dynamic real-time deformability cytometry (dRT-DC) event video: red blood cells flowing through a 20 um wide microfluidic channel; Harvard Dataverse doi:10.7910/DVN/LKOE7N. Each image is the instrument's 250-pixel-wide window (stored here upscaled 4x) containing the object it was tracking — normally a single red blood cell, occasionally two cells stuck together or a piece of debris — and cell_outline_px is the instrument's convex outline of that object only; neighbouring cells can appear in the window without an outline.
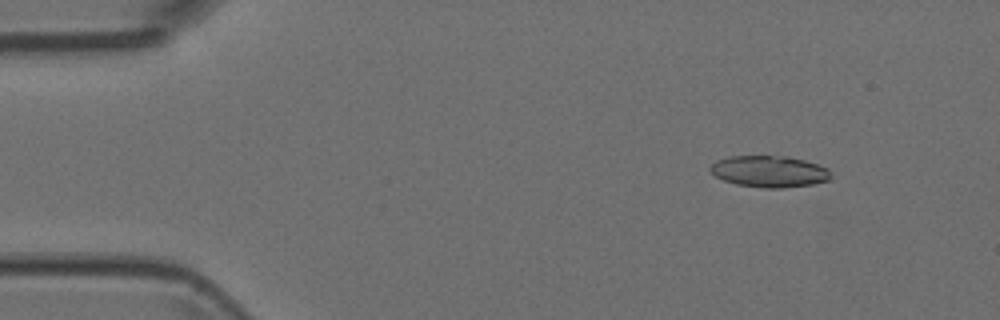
{"species": "Egyptian fruit bat (a non-hibernating species)", "species_latin": "Rousettus aegyptiacus", "temperature_condition": "room temperature", "stored_images_in_passage": 47, "camera_frame_rate_fps": 3000, "um_per_image_px": 0.085, "animal": {"sex": "female"}, "frame": {"image": 1, "passage_image": 2, "time_ms": 0.333, "image_size_px": [1000, 320], "cell_outline_px": [[832, 176], [828, 180], [812, 184], [780, 188], [764, 188], [736, 184], [724, 180], [716, 176], [708, 168], [716, 160], [728, 156], [788, 156], [804, 160], [828, 168]], "centroid_in_image_um": [65.38, 14.57], "position_along_channel_um": 19.6, "area_um2": 22.08}}
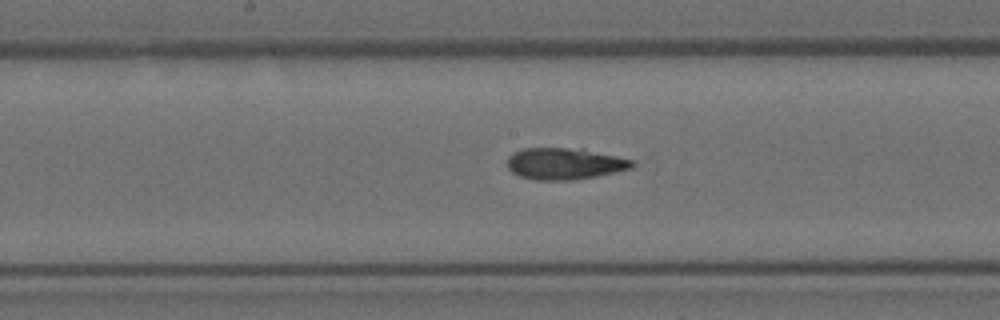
{"frame": {"image": 2, "passage_image": 22, "time_ms": 7.0, "image_size_px": [1000, 320], "cell_outline_px": [[636, 164], [632, 168], [596, 176], [572, 180], [536, 180], [520, 176], [512, 172], [508, 168], [508, 156], [524, 148], [584, 148], [632, 160]], "centroid_in_image_um": [48.01, 13.91], "position_along_channel_um": 200.2, "area_um2": 22.95}}
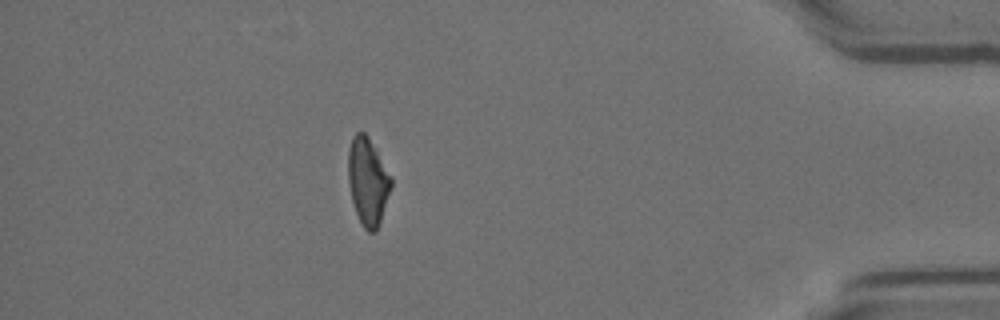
{"frame": {"image": 3, "passage_image": 41, "time_ms": 13.333, "image_size_px": [1000, 320], "cell_outline_px": [[392, 184], [376, 232], [368, 232], [364, 228], [356, 212], [352, 200], [348, 180], [348, 148], [352, 136], [356, 132], [364, 132], [368, 136], [392, 176]], "centroid_in_image_um": [31.25, 15.37], "position_along_channel_um": 403.9, "area_um2": 21.73}}